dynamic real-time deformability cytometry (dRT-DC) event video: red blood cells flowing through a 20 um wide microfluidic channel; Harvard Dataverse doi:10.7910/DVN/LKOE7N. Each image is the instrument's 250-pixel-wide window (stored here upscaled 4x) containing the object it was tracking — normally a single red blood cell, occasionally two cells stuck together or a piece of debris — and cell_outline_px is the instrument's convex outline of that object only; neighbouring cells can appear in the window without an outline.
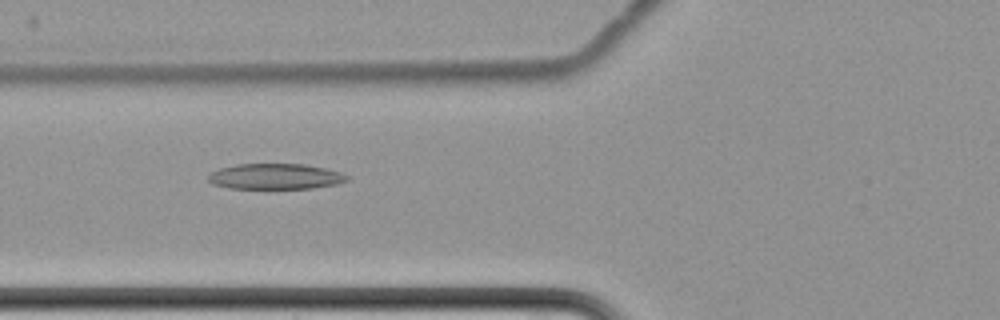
{"species": "common noctule bat (a hibernating species)", "species_latin": "Nyctalus noctula", "temperature_condition": "cold", "stored_images_in_passage": 9, "camera_frame_rate_fps": 3000, "um_per_image_px": 0.085, "animal": {"sex": "female", "body_mass_g": 22.7, "forearm_length_mm": 54.2}, "frame": {"image": 1, "passage_image": 7, "time_ms": 8.0, "image_size_px": [1000, 320], "cell_outline_px": [[348, 180], [336, 184], [312, 188], [228, 188], [212, 184], [208, 180], [208, 172], [220, 168], [236, 164], [304, 164], [324, 168], [340, 172], [348, 176]], "centroid_in_image_um": [23.35, 14.99], "position_along_channel_um": 102.4, "area_um2": 20.69}}
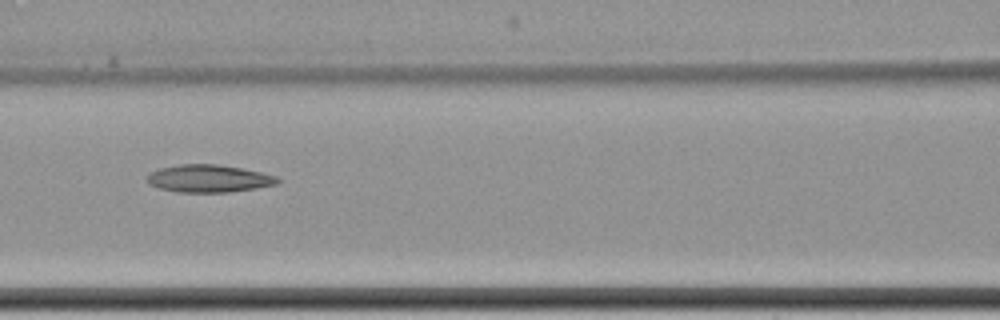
{"frame": {"image": 2, "passage_image": 8, "time_ms": 9.333, "image_size_px": [1000, 320], "cell_outline_px": [[280, 180], [276, 184], [256, 188], [228, 192], [176, 192], [160, 188], [148, 184], [144, 176], [160, 168], [180, 164], [220, 164], [244, 168], [276, 176]], "centroid_in_image_um": [17.71, 15.17], "position_along_channel_um": 148.9, "area_um2": 21.04}}
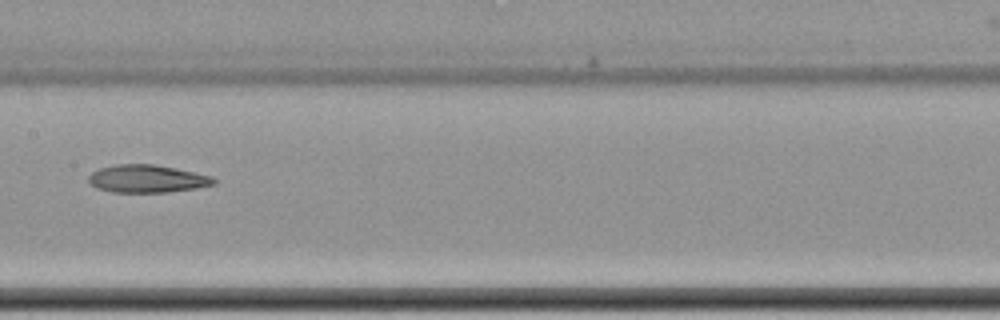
{"frame": {"image": 3, "passage_image": 9, "time_ms": 10.667, "image_size_px": [1000, 320], "cell_outline_px": [[216, 184], [196, 188], [168, 192], [112, 192], [96, 188], [88, 180], [88, 176], [92, 172], [100, 168], [116, 164], [156, 164], [176, 168], [212, 176], [216, 180]], "centroid_in_image_um": [12.51, 15.19], "position_along_channel_um": 194.9, "area_um2": 20.29}}